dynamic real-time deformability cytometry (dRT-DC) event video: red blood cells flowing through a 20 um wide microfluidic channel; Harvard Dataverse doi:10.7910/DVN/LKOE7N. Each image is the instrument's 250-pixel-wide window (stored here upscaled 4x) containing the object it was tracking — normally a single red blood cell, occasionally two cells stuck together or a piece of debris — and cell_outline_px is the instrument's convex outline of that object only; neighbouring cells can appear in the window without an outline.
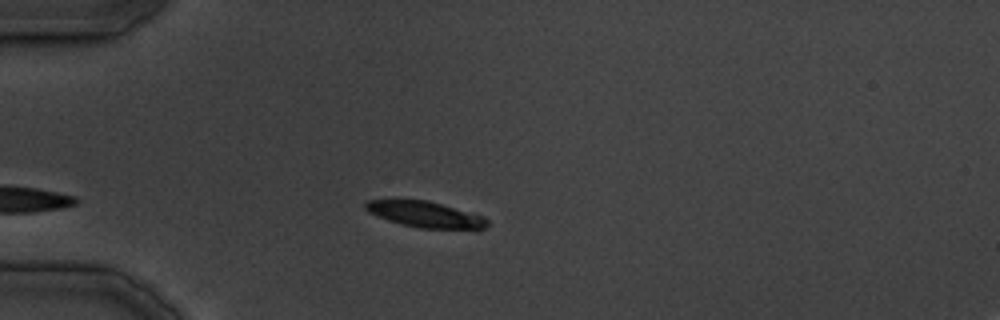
{"species": "common noctule bat (a hibernating species)", "species_latin": "Nyctalus noctula", "temperature_condition": "cold", "stored_images_in_passage": 14, "camera_frame_rate_fps": 3000, "um_per_image_px": 0.085, "animal": {"sex": "male", "body_mass_g": 19.5, "forearm_length_mm": 54.6}, "frame": {"image": 1, "passage_image": 3, "time_ms": 2.333, "image_size_px": [1000, 320], "cell_outline_px": [[488, 224], [484, 228], [476, 232], [420, 228], [388, 220], [368, 212], [364, 208], [364, 204], [368, 200], [428, 200], [484, 216], [488, 220]], "centroid_in_image_um": [36.28, 18.27], "position_along_channel_um": 48.7, "area_um2": 18.96}}